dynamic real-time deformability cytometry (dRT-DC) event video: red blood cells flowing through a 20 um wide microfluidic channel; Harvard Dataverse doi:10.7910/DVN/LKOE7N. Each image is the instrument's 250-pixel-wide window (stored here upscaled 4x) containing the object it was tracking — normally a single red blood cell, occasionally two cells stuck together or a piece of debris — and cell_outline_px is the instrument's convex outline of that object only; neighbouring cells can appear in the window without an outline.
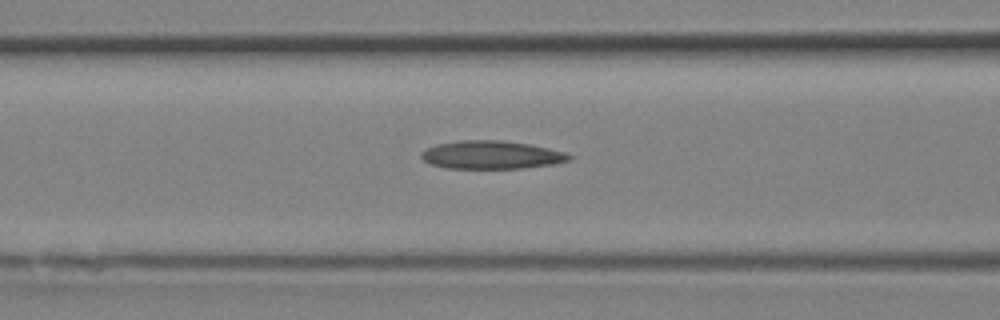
{"species": "Egyptian fruit bat (a non-hibernating species)", "species_latin": "Rousettus aegyptiacus", "temperature_condition": "room temperature", "stored_images_in_passage": 14, "camera_frame_rate_fps": 3000, "um_per_image_px": 0.085, "animal": {"sex": "female"}, "frame": {"image": 1, "passage_image": 10, "time_ms": 3.0, "image_size_px": [1000, 320], "cell_outline_px": [[572, 160], [552, 164], [524, 168], [444, 168], [428, 164], [420, 156], [420, 152], [424, 148], [436, 144], [460, 140], [500, 140], [532, 144], [564, 152], [572, 156]], "centroid_in_image_um": [41.72, 13.16], "position_along_channel_um": 124.9, "area_um2": 24.51}}
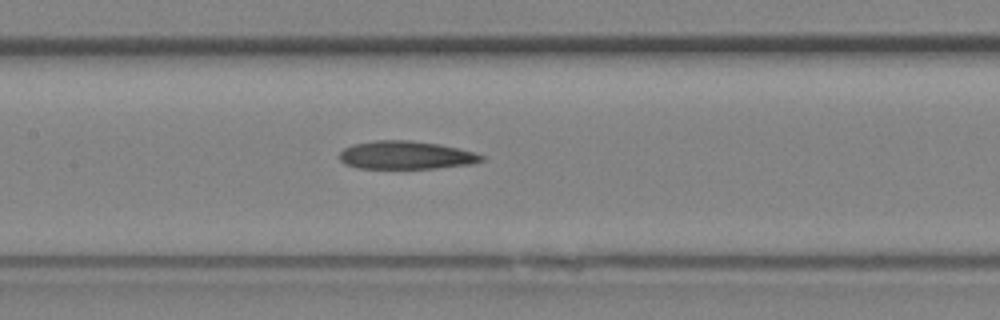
{"frame": {"image": 2, "passage_image": 12, "time_ms": 3.667, "image_size_px": [1000, 320], "cell_outline_px": [[484, 160], [472, 164], [436, 168], [360, 168], [344, 164], [340, 160], [340, 152], [344, 148], [352, 144], [376, 140], [412, 140], [440, 144], [460, 148], [476, 152], [484, 156]], "centroid_in_image_um": [34.53, 13.18], "position_along_channel_um": 172.9, "area_um2": 23.47}}
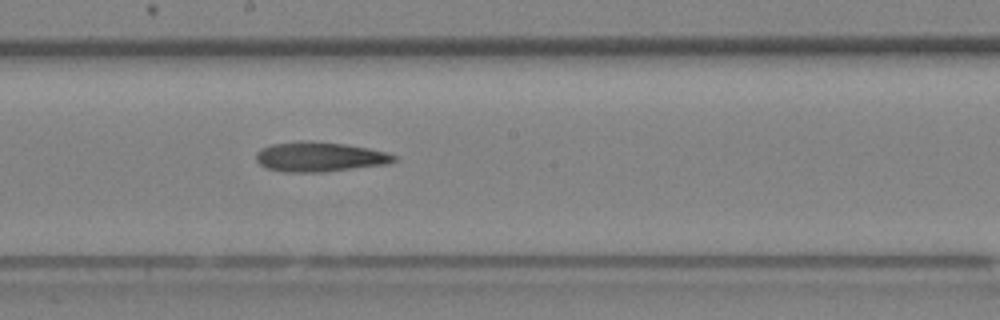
{"frame": {"image": 3, "passage_image": 14, "time_ms": 4.333, "image_size_px": [1000, 320], "cell_outline_px": [[396, 160], [388, 164], [324, 172], [284, 172], [268, 168], [260, 164], [256, 160], [256, 152], [260, 148], [272, 144], [300, 140], [344, 144], [368, 148], [388, 152], [396, 156]], "centroid_in_image_um": [27.16, 13.33], "position_along_channel_um": 221.0, "area_um2": 23.93}}